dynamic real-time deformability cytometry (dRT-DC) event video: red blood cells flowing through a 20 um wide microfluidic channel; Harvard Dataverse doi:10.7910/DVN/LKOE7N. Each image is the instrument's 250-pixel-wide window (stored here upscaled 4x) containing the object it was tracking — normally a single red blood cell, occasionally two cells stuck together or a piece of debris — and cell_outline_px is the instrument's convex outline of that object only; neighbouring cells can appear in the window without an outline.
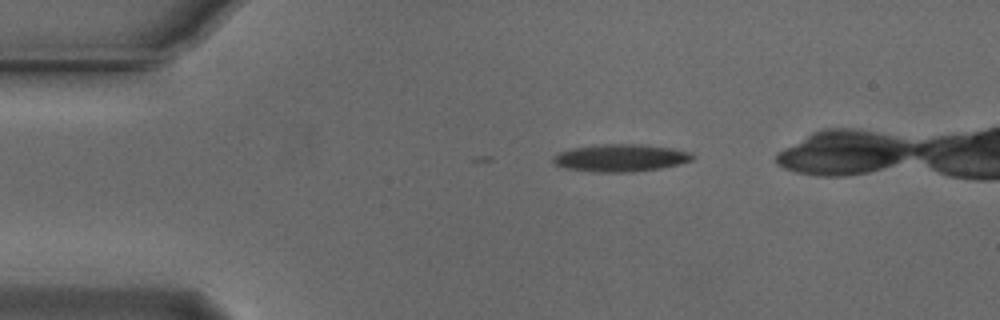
{"species": "Egyptian fruit bat (a non-hibernating species)", "species_latin": "Rousettus aegyptiacus", "temperature_condition": "cold", "stored_images_in_passage": 32, "camera_frame_rate_fps": 3000, "um_per_image_px": 0.085, "animal": {"sex": "male"}, "frame": {"image": 1, "passage_image": 1, "time_ms": 0.0, "image_size_px": [1000, 320], "cell_outline_px": [[696, 156], [692, 160], [680, 164], [660, 168], [632, 172], [592, 172], [564, 168], [552, 164], [552, 156], [560, 152], [572, 148], [600, 144], [644, 144], [672, 148], [692, 152]], "centroid_in_image_um": [52.74, 13.42], "position_along_channel_um": 32.3, "area_um2": 22.6}}
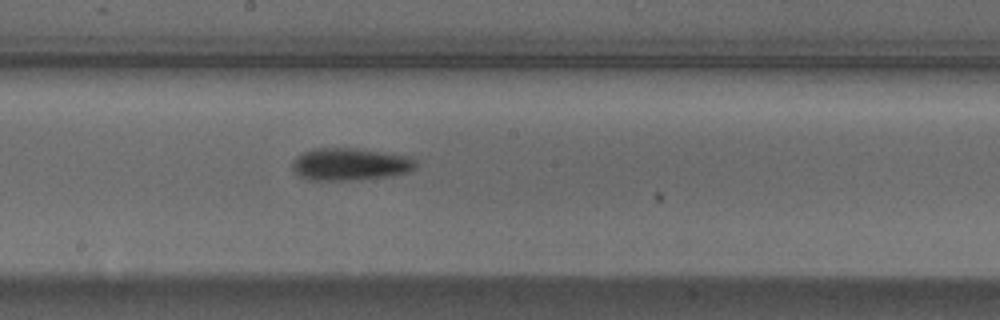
{"frame": {"image": 2, "passage_image": 19, "time_ms": 6.0, "image_size_px": [1000, 320], "cell_outline_px": [[416, 168], [408, 172], [392, 176], [348, 180], [308, 180], [300, 176], [292, 168], [292, 160], [296, 156], [312, 148], [356, 148], [412, 156], [416, 160]], "centroid_in_image_um": [29.77, 13.95], "position_along_channel_um": 218.4, "area_um2": 23.52}}
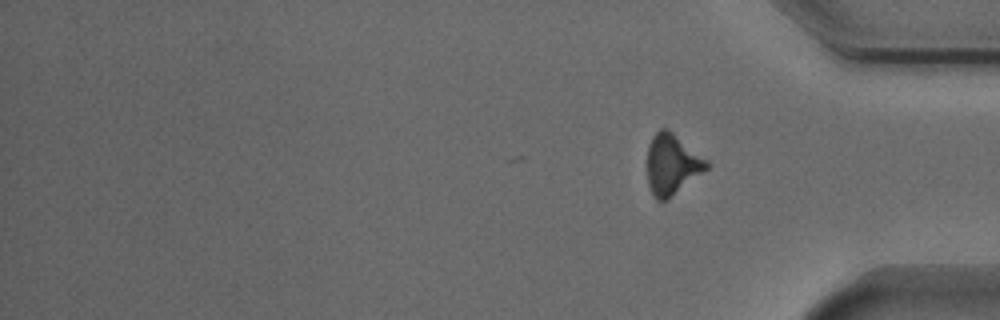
{"frame": {"image": 3, "passage_image": 32, "time_ms": 10.333, "image_size_px": [1000, 320], "cell_outline_px": [[712, 164], [708, 168], [664, 200], [656, 200], [648, 184], [648, 144], [652, 136], [660, 128], [668, 128], [708, 160]], "centroid_in_image_um": [57.12, 13.91], "position_along_channel_um": 378.1, "area_um2": 20.58}, "authors_computed_cell_mechanics": {"area_um2": 22.5998, "velocity_mm_per_s": 3.8567, "shape_relaxation_time_tau1_ms": 4.024, "shape_relaxation_time_tau2_ms": null, "deformation_change_tau1": 0.16, "deformation_change_tau2": null}}